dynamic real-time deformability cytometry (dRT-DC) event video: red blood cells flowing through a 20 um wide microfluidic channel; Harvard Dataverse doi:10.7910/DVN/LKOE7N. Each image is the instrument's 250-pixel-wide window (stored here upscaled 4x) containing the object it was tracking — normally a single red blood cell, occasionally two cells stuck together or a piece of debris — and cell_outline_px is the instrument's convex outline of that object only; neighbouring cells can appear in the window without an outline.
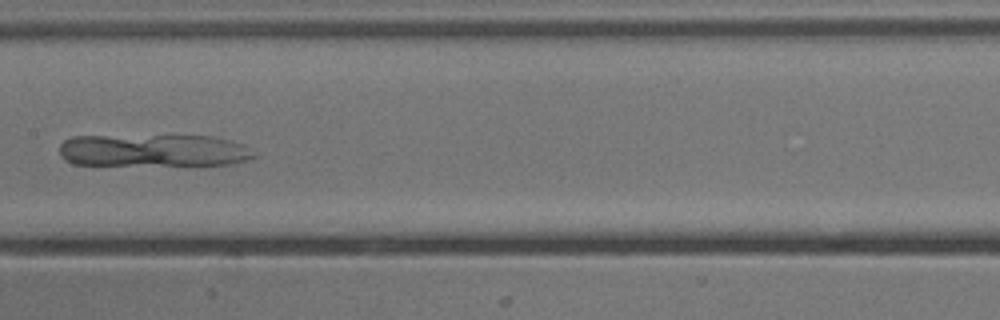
{"species": "common noctule bat (a hibernating species)", "species_latin": "Nyctalus noctula", "temperature_condition": "cold", "stored_images_in_passage": 33, "camera_frame_rate_fps": 3000, "um_per_image_px": 0.085, "animal": {"sex": "male", "body_mass_g": 13.3}, "frame": {"image": 1, "passage_image": 12, "time_ms": 3.667, "image_size_px": [1000, 320], "cell_outline_px": [[260, 156], [228, 164], [76, 164], [64, 160], [60, 156], [60, 144], [64, 140], [72, 136], [212, 136], [244, 144]], "centroid_in_image_um": [13.04, 12.77], "position_along_channel_um": 194.4, "area_um2": 36.36}}